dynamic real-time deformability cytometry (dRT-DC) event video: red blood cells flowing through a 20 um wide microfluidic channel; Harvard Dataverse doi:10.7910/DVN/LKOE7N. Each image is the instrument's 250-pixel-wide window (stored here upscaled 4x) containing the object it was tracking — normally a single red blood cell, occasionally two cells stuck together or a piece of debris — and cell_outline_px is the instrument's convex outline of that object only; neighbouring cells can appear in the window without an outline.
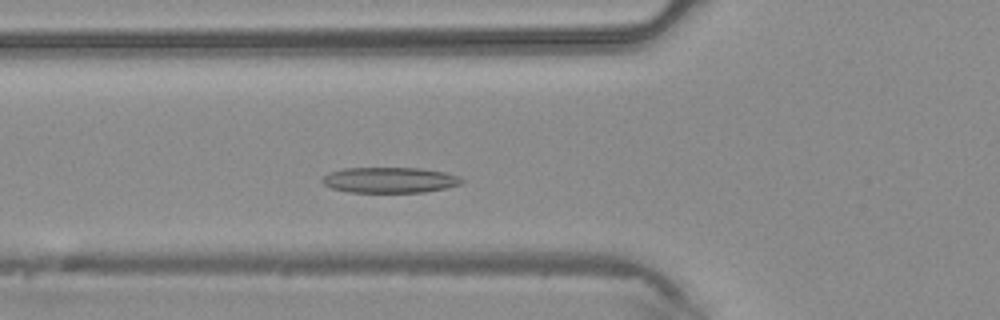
{"species": "common noctule bat (a hibernating species)", "species_latin": "Nyctalus noctula", "temperature_condition": "warm", "stored_images_in_passage": 37, "camera_frame_rate_fps": 3000, "um_per_image_px": 0.085, "animal": {"sex": "male", "body_mass_g": 20.4}, "frame": {"image": 1, "passage_image": 9, "time_ms": 2.667, "image_size_px": [1000, 320], "cell_outline_px": [[464, 180], [460, 184], [448, 188], [424, 192], [348, 192], [332, 188], [324, 184], [320, 180], [328, 172], [340, 168], [420, 168], [444, 172], [460, 176]], "centroid_in_image_um": [33.12, 15.3], "position_along_channel_um": 92.7, "area_um2": 20.98}}
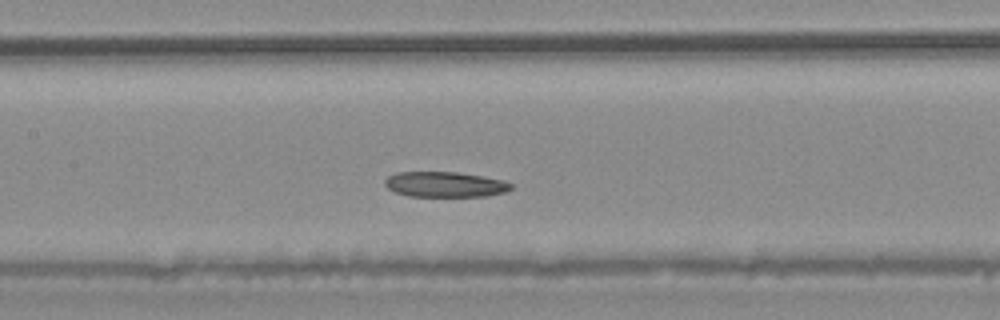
{"frame": {"image": 2, "passage_image": 14, "time_ms": 4.333, "image_size_px": [1000, 320], "cell_outline_px": [[512, 188], [504, 192], [488, 196], [408, 196], [396, 192], [388, 188], [384, 184], [384, 180], [388, 176], [396, 172], [456, 172], [504, 180], [512, 184]], "centroid_in_image_um": [37.81, 15.67], "position_along_channel_um": 169.6, "area_um2": 18.55}}
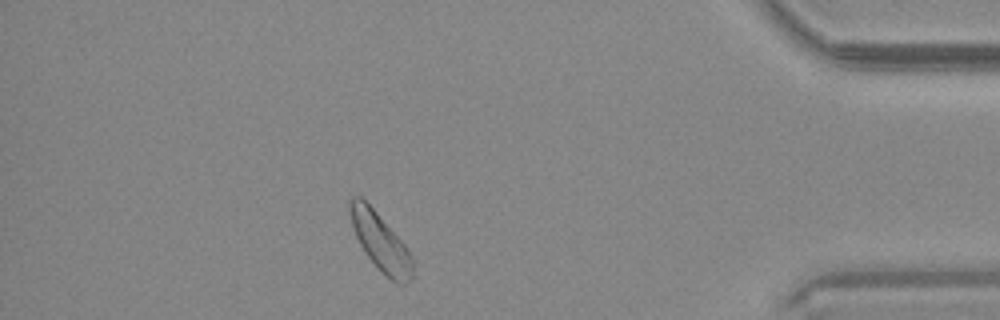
{"frame": {"image": 3, "passage_image": 32, "time_ms": 10.333, "image_size_px": [1000, 320], "cell_outline_px": [[412, 280], [404, 284], [396, 284], [364, 252], [352, 228], [348, 212], [348, 200], [352, 196], [360, 196], [376, 212], [408, 248], [412, 260]], "centroid_in_image_um": [32.31, 20.53], "position_along_channel_um": 402.9, "area_um2": 20.69}}